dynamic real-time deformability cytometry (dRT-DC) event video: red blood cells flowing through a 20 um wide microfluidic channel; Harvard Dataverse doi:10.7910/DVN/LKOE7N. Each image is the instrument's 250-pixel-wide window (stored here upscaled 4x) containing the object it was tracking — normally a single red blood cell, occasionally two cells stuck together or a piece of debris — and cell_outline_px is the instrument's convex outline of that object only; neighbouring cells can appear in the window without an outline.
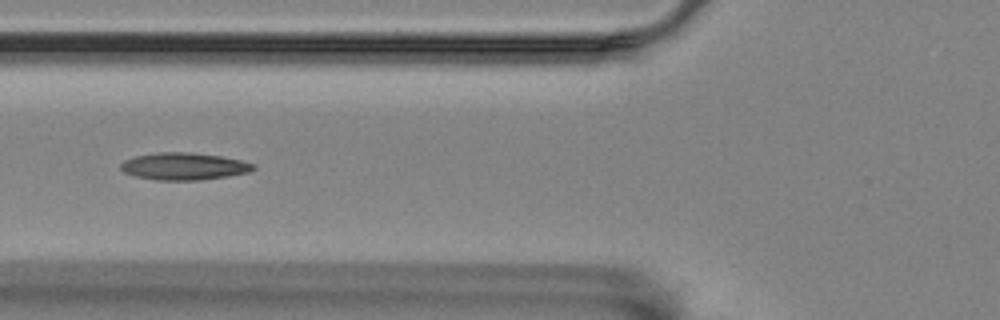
{"species": "Egyptian fruit bat (a non-hibernating species)", "species_latin": "Rousettus aegyptiacus", "temperature_condition": "room temperature", "stored_images_in_passage": 11, "camera_frame_rate_fps": 3000, "um_per_image_px": 0.085, "animal": {"sex": "female"}, "frame": {"image": 1, "passage_image": 6, "time_ms": 1.667, "image_size_px": [1000, 320], "cell_outline_px": [[256, 168], [248, 172], [228, 176], [200, 180], [156, 180], [136, 176], [124, 172], [120, 168], [120, 164], [124, 160], [136, 156], [156, 152], [188, 152], [220, 156], [240, 160], [256, 164]], "centroid_in_image_um": [15.63, 14.13], "position_along_channel_um": 110.2, "area_um2": 20.98}}
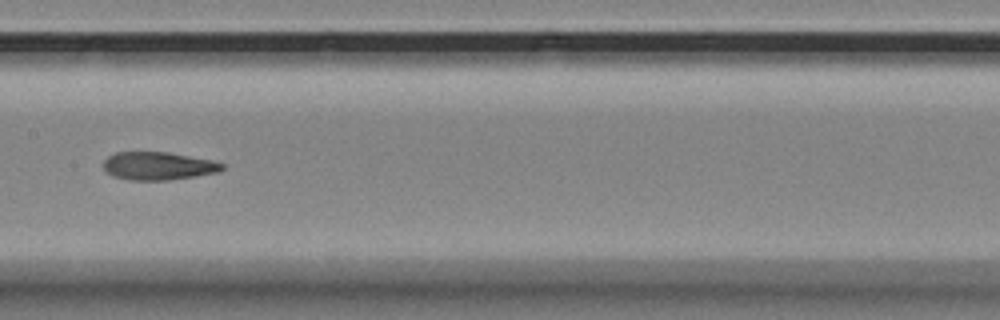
{"frame": {"image": 2, "passage_image": 8, "time_ms": 2.333, "image_size_px": [1000, 320], "cell_outline_px": [[224, 168], [220, 172], [196, 176], [168, 180], [128, 180], [112, 176], [104, 172], [104, 160], [108, 156], [116, 152], [168, 152], [212, 160], [224, 164]], "centroid_in_image_um": [13.44, 14.11], "position_along_channel_um": 194.0, "area_um2": 19.54}}
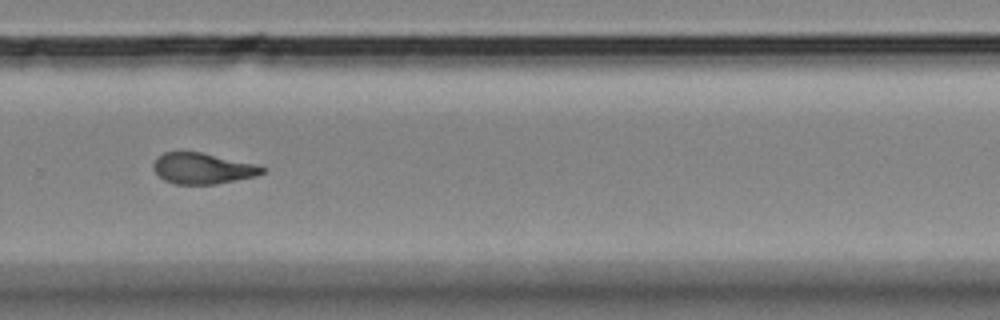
{"frame": {"image": 3, "passage_image": 11, "time_ms": 3.333, "image_size_px": [1000, 320], "cell_outline_px": [[264, 172], [256, 176], [216, 184], [176, 184], [164, 180], [152, 168], [152, 164], [156, 156], [164, 152], [200, 152], [256, 164], [264, 168]], "centroid_in_image_um": [17.18, 14.31], "position_along_channel_um": 312.6, "area_um2": 19.54}}